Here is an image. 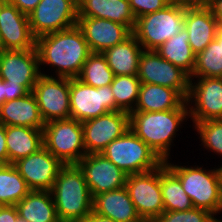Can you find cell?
Listing matches in <instances>:
<instances>
[{
  "instance_id": "1",
  "label": "cell",
  "mask_w": 222,
  "mask_h": 222,
  "mask_svg": "<svg viewBox=\"0 0 222 222\" xmlns=\"http://www.w3.org/2000/svg\"><path fill=\"white\" fill-rule=\"evenodd\" d=\"M35 47L39 65L44 63L57 67V77L77 78L92 53L77 25L36 38Z\"/></svg>"
},
{
  "instance_id": "2",
  "label": "cell",
  "mask_w": 222,
  "mask_h": 222,
  "mask_svg": "<svg viewBox=\"0 0 222 222\" xmlns=\"http://www.w3.org/2000/svg\"><path fill=\"white\" fill-rule=\"evenodd\" d=\"M60 222H81L92 212V195L78 164H64L50 190Z\"/></svg>"
},
{
  "instance_id": "3",
  "label": "cell",
  "mask_w": 222,
  "mask_h": 222,
  "mask_svg": "<svg viewBox=\"0 0 222 222\" xmlns=\"http://www.w3.org/2000/svg\"><path fill=\"white\" fill-rule=\"evenodd\" d=\"M130 129L164 162L170 156V145L177 129L189 115L187 109L156 112L133 111Z\"/></svg>"
},
{
  "instance_id": "4",
  "label": "cell",
  "mask_w": 222,
  "mask_h": 222,
  "mask_svg": "<svg viewBox=\"0 0 222 222\" xmlns=\"http://www.w3.org/2000/svg\"><path fill=\"white\" fill-rule=\"evenodd\" d=\"M164 162L180 179L182 188L190 197L193 207L206 210L213 215L222 211L221 168L206 171L198 166L183 167L168 163V160Z\"/></svg>"
},
{
  "instance_id": "5",
  "label": "cell",
  "mask_w": 222,
  "mask_h": 222,
  "mask_svg": "<svg viewBox=\"0 0 222 222\" xmlns=\"http://www.w3.org/2000/svg\"><path fill=\"white\" fill-rule=\"evenodd\" d=\"M185 8L171 2L164 9L136 19L133 35L144 50H156L184 27Z\"/></svg>"
},
{
  "instance_id": "6",
  "label": "cell",
  "mask_w": 222,
  "mask_h": 222,
  "mask_svg": "<svg viewBox=\"0 0 222 222\" xmlns=\"http://www.w3.org/2000/svg\"><path fill=\"white\" fill-rule=\"evenodd\" d=\"M101 154L127 175L148 172L163 163L131 129L113 140L102 150Z\"/></svg>"
},
{
  "instance_id": "7",
  "label": "cell",
  "mask_w": 222,
  "mask_h": 222,
  "mask_svg": "<svg viewBox=\"0 0 222 222\" xmlns=\"http://www.w3.org/2000/svg\"><path fill=\"white\" fill-rule=\"evenodd\" d=\"M43 144L63 164H77L86 155L82 124L72 118L45 123Z\"/></svg>"
},
{
  "instance_id": "8",
  "label": "cell",
  "mask_w": 222,
  "mask_h": 222,
  "mask_svg": "<svg viewBox=\"0 0 222 222\" xmlns=\"http://www.w3.org/2000/svg\"><path fill=\"white\" fill-rule=\"evenodd\" d=\"M114 111L111 85L96 88L78 78H70V118L82 123Z\"/></svg>"
},
{
  "instance_id": "9",
  "label": "cell",
  "mask_w": 222,
  "mask_h": 222,
  "mask_svg": "<svg viewBox=\"0 0 222 222\" xmlns=\"http://www.w3.org/2000/svg\"><path fill=\"white\" fill-rule=\"evenodd\" d=\"M125 187L143 222H154L165 211L160 166L148 172L127 175Z\"/></svg>"
},
{
  "instance_id": "10",
  "label": "cell",
  "mask_w": 222,
  "mask_h": 222,
  "mask_svg": "<svg viewBox=\"0 0 222 222\" xmlns=\"http://www.w3.org/2000/svg\"><path fill=\"white\" fill-rule=\"evenodd\" d=\"M35 38L74 27L78 21V0H41L28 15Z\"/></svg>"
},
{
  "instance_id": "11",
  "label": "cell",
  "mask_w": 222,
  "mask_h": 222,
  "mask_svg": "<svg viewBox=\"0 0 222 222\" xmlns=\"http://www.w3.org/2000/svg\"><path fill=\"white\" fill-rule=\"evenodd\" d=\"M137 77L141 83L173 88L185 99L189 95L190 76L163 59L156 50H143L139 58Z\"/></svg>"
},
{
  "instance_id": "12",
  "label": "cell",
  "mask_w": 222,
  "mask_h": 222,
  "mask_svg": "<svg viewBox=\"0 0 222 222\" xmlns=\"http://www.w3.org/2000/svg\"><path fill=\"white\" fill-rule=\"evenodd\" d=\"M41 73L32 93L45 123L70 118V78Z\"/></svg>"
},
{
  "instance_id": "13",
  "label": "cell",
  "mask_w": 222,
  "mask_h": 222,
  "mask_svg": "<svg viewBox=\"0 0 222 222\" xmlns=\"http://www.w3.org/2000/svg\"><path fill=\"white\" fill-rule=\"evenodd\" d=\"M86 154L101 153L113 140L130 129V115L114 111L82 122Z\"/></svg>"
},
{
  "instance_id": "14",
  "label": "cell",
  "mask_w": 222,
  "mask_h": 222,
  "mask_svg": "<svg viewBox=\"0 0 222 222\" xmlns=\"http://www.w3.org/2000/svg\"><path fill=\"white\" fill-rule=\"evenodd\" d=\"M92 198L95 195L123 188L127 174L101 153L86 154L78 163Z\"/></svg>"
},
{
  "instance_id": "15",
  "label": "cell",
  "mask_w": 222,
  "mask_h": 222,
  "mask_svg": "<svg viewBox=\"0 0 222 222\" xmlns=\"http://www.w3.org/2000/svg\"><path fill=\"white\" fill-rule=\"evenodd\" d=\"M39 58L36 47L29 50H4L0 54V79L21 84L32 92L38 78Z\"/></svg>"
},
{
  "instance_id": "16",
  "label": "cell",
  "mask_w": 222,
  "mask_h": 222,
  "mask_svg": "<svg viewBox=\"0 0 222 222\" xmlns=\"http://www.w3.org/2000/svg\"><path fill=\"white\" fill-rule=\"evenodd\" d=\"M13 165L31 190L50 191L64 164L43 146Z\"/></svg>"
},
{
  "instance_id": "17",
  "label": "cell",
  "mask_w": 222,
  "mask_h": 222,
  "mask_svg": "<svg viewBox=\"0 0 222 222\" xmlns=\"http://www.w3.org/2000/svg\"><path fill=\"white\" fill-rule=\"evenodd\" d=\"M192 99L196 107H189L188 116L193 123L222 119V78L202 77L195 85L191 79L186 102Z\"/></svg>"
},
{
  "instance_id": "18",
  "label": "cell",
  "mask_w": 222,
  "mask_h": 222,
  "mask_svg": "<svg viewBox=\"0 0 222 222\" xmlns=\"http://www.w3.org/2000/svg\"><path fill=\"white\" fill-rule=\"evenodd\" d=\"M0 35L5 50H29L35 48L29 18L9 1L0 3Z\"/></svg>"
},
{
  "instance_id": "19",
  "label": "cell",
  "mask_w": 222,
  "mask_h": 222,
  "mask_svg": "<svg viewBox=\"0 0 222 222\" xmlns=\"http://www.w3.org/2000/svg\"><path fill=\"white\" fill-rule=\"evenodd\" d=\"M77 26L82 30L91 52L102 53L133 34L127 26L102 18L78 17Z\"/></svg>"
},
{
  "instance_id": "20",
  "label": "cell",
  "mask_w": 222,
  "mask_h": 222,
  "mask_svg": "<svg viewBox=\"0 0 222 222\" xmlns=\"http://www.w3.org/2000/svg\"><path fill=\"white\" fill-rule=\"evenodd\" d=\"M219 23L210 8H185L184 28L188 42L197 55L216 38Z\"/></svg>"
},
{
  "instance_id": "21",
  "label": "cell",
  "mask_w": 222,
  "mask_h": 222,
  "mask_svg": "<svg viewBox=\"0 0 222 222\" xmlns=\"http://www.w3.org/2000/svg\"><path fill=\"white\" fill-rule=\"evenodd\" d=\"M92 211L116 222H143L125 186L95 195L92 201Z\"/></svg>"
},
{
  "instance_id": "22",
  "label": "cell",
  "mask_w": 222,
  "mask_h": 222,
  "mask_svg": "<svg viewBox=\"0 0 222 222\" xmlns=\"http://www.w3.org/2000/svg\"><path fill=\"white\" fill-rule=\"evenodd\" d=\"M0 122L5 126H27L36 129H43L45 126L32 92L24 97L4 102L0 106Z\"/></svg>"
},
{
  "instance_id": "23",
  "label": "cell",
  "mask_w": 222,
  "mask_h": 222,
  "mask_svg": "<svg viewBox=\"0 0 222 222\" xmlns=\"http://www.w3.org/2000/svg\"><path fill=\"white\" fill-rule=\"evenodd\" d=\"M78 17L111 20L127 26L132 32L136 25L129 0H78Z\"/></svg>"
},
{
  "instance_id": "24",
  "label": "cell",
  "mask_w": 222,
  "mask_h": 222,
  "mask_svg": "<svg viewBox=\"0 0 222 222\" xmlns=\"http://www.w3.org/2000/svg\"><path fill=\"white\" fill-rule=\"evenodd\" d=\"M187 105L189 103L187 104L186 99L173 88L141 83L138 101L133 111L156 112L188 109Z\"/></svg>"
},
{
  "instance_id": "25",
  "label": "cell",
  "mask_w": 222,
  "mask_h": 222,
  "mask_svg": "<svg viewBox=\"0 0 222 222\" xmlns=\"http://www.w3.org/2000/svg\"><path fill=\"white\" fill-rule=\"evenodd\" d=\"M8 164L37 152L44 146L43 129L27 126H5Z\"/></svg>"
},
{
  "instance_id": "26",
  "label": "cell",
  "mask_w": 222,
  "mask_h": 222,
  "mask_svg": "<svg viewBox=\"0 0 222 222\" xmlns=\"http://www.w3.org/2000/svg\"><path fill=\"white\" fill-rule=\"evenodd\" d=\"M132 34L122 43L110 47L102 52L110 69L115 76L137 75L139 58L143 48Z\"/></svg>"
},
{
  "instance_id": "27",
  "label": "cell",
  "mask_w": 222,
  "mask_h": 222,
  "mask_svg": "<svg viewBox=\"0 0 222 222\" xmlns=\"http://www.w3.org/2000/svg\"><path fill=\"white\" fill-rule=\"evenodd\" d=\"M15 206L19 216L28 222H60L51 191L31 190Z\"/></svg>"
},
{
  "instance_id": "28",
  "label": "cell",
  "mask_w": 222,
  "mask_h": 222,
  "mask_svg": "<svg viewBox=\"0 0 222 222\" xmlns=\"http://www.w3.org/2000/svg\"><path fill=\"white\" fill-rule=\"evenodd\" d=\"M156 51L163 59L181 68L189 76L192 75L195 68L196 54L192 51L188 42V32L184 27L178 34L158 47Z\"/></svg>"
},
{
  "instance_id": "29",
  "label": "cell",
  "mask_w": 222,
  "mask_h": 222,
  "mask_svg": "<svg viewBox=\"0 0 222 222\" xmlns=\"http://www.w3.org/2000/svg\"><path fill=\"white\" fill-rule=\"evenodd\" d=\"M160 186L165 211H186L193 208L192 201L182 188L180 179L165 162L160 165Z\"/></svg>"
},
{
  "instance_id": "30",
  "label": "cell",
  "mask_w": 222,
  "mask_h": 222,
  "mask_svg": "<svg viewBox=\"0 0 222 222\" xmlns=\"http://www.w3.org/2000/svg\"><path fill=\"white\" fill-rule=\"evenodd\" d=\"M31 189L13 164L0 168V206L16 205Z\"/></svg>"
},
{
  "instance_id": "31",
  "label": "cell",
  "mask_w": 222,
  "mask_h": 222,
  "mask_svg": "<svg viewBox=\"0 0 222 222\" xmlns=\"http://www.w3.org/2000/svg\"><path fill=\"white\" fill-rule=\"evenodd\" d=\"M140 85L141 81L137 75L114 76L111 90L114 94L116 111H124L129 114L133 112L138 101Z\"/></svg>"
},
{
  "instance_id": "32",
  "label": "cell",
  "mask_w": 222,
  "mask_h": 222,
  "mask_svg": "<svg viewBox=\"0 0 222 222\" xmlns=\"http://www.w3.org/2000/svg\"><path fill=\"white\" fill-rule=\"evenodd\" d=\"M114 76L103 54L92 52L77 78L87 85L99 88L111 85Z\"/></svg>"
},
{
  "instance_id": "33",
  "label": "cell",
  "mask_w": 222,
  "mask_h": 222,
  "mask_svg": "<svg viewBox=\"0 0 222 222\" xmlns=\"http://www.w3.org/2000/svg\"><path fill=\"white\" fill-rule=\"evenodd\" d=\"M192 77L222 78V43L216 39L196 55L195 68Z\"/></svg>"
},
{
  "instance_id": "34",
  "label": "cell",
  "mask_w": 222,
  "mask_h": 222,
  "mask_svg": "<svg viewBox=\"0 0 222 222\" xmlns=\"http://www.w3.org/2000/svg\"><path fill=\"white\" fill-rule=\"evenodd\" d=\"M205 148L222 155V119H211L195 123Z\"/></svg>"
},
{
  "instance_id": "35",
  "label": "cell",
  "mask_w": 222,
  "mask_h": 222,
  "mask_svg": "<svg viewBox=\"0 0 222 222\" xmlns=\"http://www.w3.org/2000/svg\"><path fill=\"white\" fill-rule=\"evenodd\" d=\"M154 222H220L206 210L193 207L186 211H164Z\"/></svg>"
},
{
  "instance_id": "36",
  "label": "cell",
  "mask_w": 222,
  "mask_h": 222,
  "mask_svg": "<svg viewBox=\"0 0 222 222\" xmlns=\"http://www.w3.org/2000/svg\"><path fill=\"white\" fill-rule=\"evenodd\" d=\"M171 2L172 0H129L131 10L136 19L164 9Z\"/></svg>"
},
{
  "instance_id": "37",
  "label": "cell",
  "mask_w": 222,
  "mask_h": 222,
  "mask_svg": "<svg viewBox=\"0 0 222 222\" xmlns=\"http://www.w3.org/2000/svg\"><path fill=\"white\" fill-rule=\"evenodd\" d=\"M5 102L24 97L29 92L21 84H10L4 80Z\"/></svg>"
},
{
  "instance_id": "38",
  "label": "cell",
  "mask_w": 222,
  "mask_h": 222,
  "mask_svg": "<svg viewBox=\"0 0 222 222\" xmlns=\"http://www.w3.org/2000/svg\"><path fill=\"white\" fill-rule=\"evenodd\" d=\"M41 0H9L20 12L29 15Z\"/></svg>"
},
{
  "instance_id": "39",
  "label": "cell",
  "mask_w": 222,
  "mask_h": 222,
  "mask_svg": "<svg viewBox=\"0 0 222 222\" xmlns=\"http://www.w3.org/2000/svg\"><path fill=\"white\" fill-rule=\"evenodd\" d=\"M19 214L15 205L0 206V222H16Z\"/></svg>"
},
{
  "instance_id": "40",
  "label": "cell",
  "mask_w": 222,
  "mask_h": 222,
  "mask_svg": "<svg viewBox=\"0 0 222 222\" xmlns=\"http://www.w3.org/2000/svg\"><path fill=\"white\" fill-rule=\"evenodd\" d=\"M184 8H209L214 0H172Z\"/></svg>"
},
{
  "instance_id": "41",
  "label": "cell",
  "mask_w": 222,
  "mask_h": 222,
  "mask_svg": "<svg viewBox=\"0 0 222 222\" xmlns=\"http://www.w3.org/2000/svg\"><path fill=\"white\" fill-rule=\"evenodd\" d=\"M0 161H2L4 164H8L5 125L1 122H0Z\"/></svg>"
},
{
  "instance_id": "42",
  "label": "cell",
  "mask_w": 222,
  "mask_h": 222,
  "mask_svg": "<svg viewBox=\"0 0 222 222\" xmlns=\"http://www.w3.org/2000/svg\"><path fill=\"white\" fill-rule=\"evenodd\" d=\"M209 8L219 25L222 26V0H214Z\"/></svg>"
},
{
  "instance_id": "43",
  "label": "cell",
  "mask_w": 222,
  "mask_h": 222,
  "mask_svg": "<svg viewBox=\"0 0 222 222\" xmlns=\"http://www.w3.org/2000/svg\"><path fill=\"white\" fill-rule=\"evenodd\" d=\"M81 222H116L113 219H110L108 217L102 216L100 214H97L95 212H91L84 220Z\"/></svg>"
},
{
  "instance_id": "44",
  "label": "cell",
  "mask_w": 222,
  "mask_h": 222,
  "mask_svg": "<svg viewBox=\"0 0 222 222\" xmlns=\"http://www.w3.org/2000/svg\"><path fill=\"white\" fill-rule=\"evenodd\" d=\"M5 102L4 80L0 79V106Z\"/></svg>"
},
{
  "instance_id": "45",
  "label": "cell",
  "mask_w": 222,
  "mask_h": 222,
  "mask_svg": "<svg viewBox=\"0 0 222 222\" xmlns=\"http://www.w3.org/2000/svg\"><path fill=\"white\" fill-rule=\"evenodd\" d=\"M219 43H222V26H219L216 38Z\"/></svg>"
},
{
  "instance_id": "46",
  "label": "cell",
  "mask_w": 222,
  "mask_h": 222,
  "mask_svg": "<svg viewBox=\"0 0 222 222\" xmlns=\"http://www.w3.org/2000/svg\"><path fill=\"white\" fill-rule=\"evenodd\" d=\"M4 45L2 43L1 35H0V54L4 51Z\"/></svg>"
},
{
  "instance_id": "47",
  "label": "cell",
  "mask_w": 222,
  "mask_h": 222,
  "mask_svg": "<svg viewBox=\"0 0 222 222\" xmlns=\"http://www.w3.org/2000/svg\"><path fill=\"white\" fill-rule=\"evenodd\" d=\"M16 222H28V221H27V220H24L23 218H21L20 216H18Z\"/></svg>"
},
{
  "instance_id": "48",
  "label": "cell",
  "mask_w": 222,
  "mask_h": 222,
  "mask_svg": "<svg viewBox=\"0 0 222 222\" xmlns=\"http://www.w3.org/2000/svg\"><path fill=\"white\" fill-rule=\"evenodd\" d=\"M4 165V163L2 161H0V168Z\"/></svg>"
}]
</instances>
